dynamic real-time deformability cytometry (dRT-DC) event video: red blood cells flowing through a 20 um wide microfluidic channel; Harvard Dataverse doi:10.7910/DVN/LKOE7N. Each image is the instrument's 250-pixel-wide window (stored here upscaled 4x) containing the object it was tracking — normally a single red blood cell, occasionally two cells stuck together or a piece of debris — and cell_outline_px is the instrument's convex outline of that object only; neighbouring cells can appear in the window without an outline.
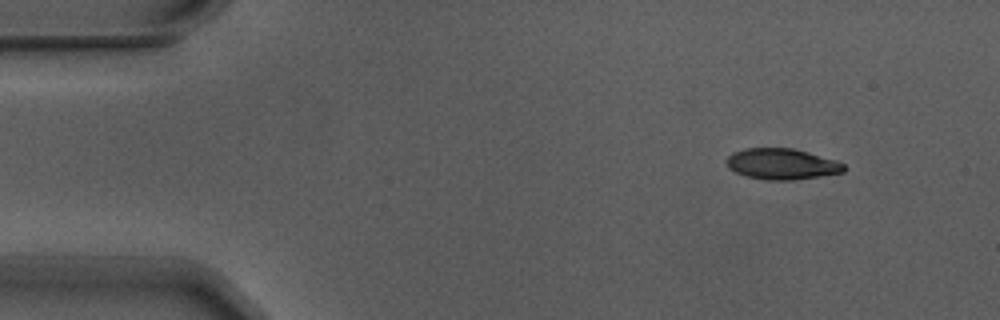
{"species": "Egyptian fruit bat (a non-hibernating species)", "species_latin": "Rousettus aegyptiacus", "temperature_condition": "warm", "stored_images_in_passage": 5, "camera_frame_rate_fps": 3000, "um_per_image_px": 0.085, "animal": {"sex": "male"}, "frame": {"image": 1, "passage_image": 1, "time_ms": 0.0, "image_size_px": [1000, 320], "cell_outline_px": [[844, 172], [792, 180], [764, 180], [748, 176], [736, 172], [728, 168], [728, 156], [736, 152], [748, 148], [792, 148], [808, 152], [836, 160], [844, 164]], "centroid_in_image_um": [66.48, 13.94], "position_along_channel_um": 18.5, "area_um2": 20.81}}
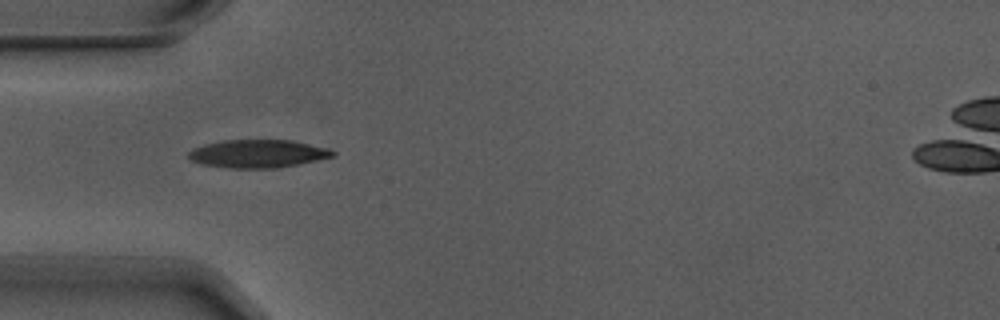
{"frame": {"image": 2, "passage_image": 4, "time_ms": 1.0, "image_size_px": [1000, 320], "cell_outline_px": [[336, 156], [300, 164], [276, 168], [228, 168], [200, 164], [192, 160], [188, 156], [188, 152], [192, 148], [204, 144], [224, 140], [292, 140], [328, 148], [336, 152]], "centroid_in_image_um": [21.93, 13.06], "position_along_channel_um": 63.1, "area_um2": 23.76}}